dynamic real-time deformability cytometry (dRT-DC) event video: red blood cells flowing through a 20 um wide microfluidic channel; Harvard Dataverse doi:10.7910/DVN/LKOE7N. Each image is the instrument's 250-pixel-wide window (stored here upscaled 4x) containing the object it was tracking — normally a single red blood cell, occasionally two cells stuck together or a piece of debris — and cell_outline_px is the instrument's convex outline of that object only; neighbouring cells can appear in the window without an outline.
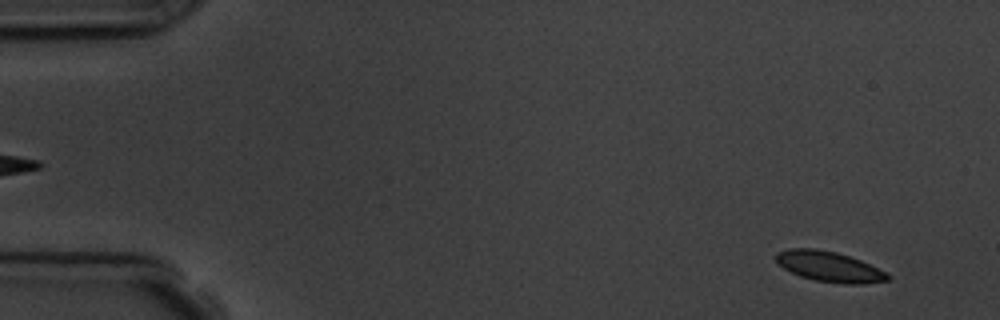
{"species": "common noctule bat (a hibernating species)", "species_latin": "Nyctalus noctula", "temperature_condition": "room temperature", "stored_images_in_passage": 5, "camera_frame_rate_fps": 3000, "um_per_image_px": 0.085, "animal": {"sex": "male", "body_mass_g": 19.5, "forearm_length_mm": 54.6}, "frame": {"image": 1, "passage_image": 1, "time_ms": 0.0, "image_size_px": [1000, 320], "cell_outline_px": [[892, 276], [888, 280], [864, 284], [848, 284], [816, 280], [800, 276], [784, 268], [776, 260], [776, 252], [792, 248], [816, 248], [836, 252], [860, 260]], "centroid_in_image_um": [70.48, 22.66], "position_along_channel_um": 14.5, "area_um2": 19.42}}
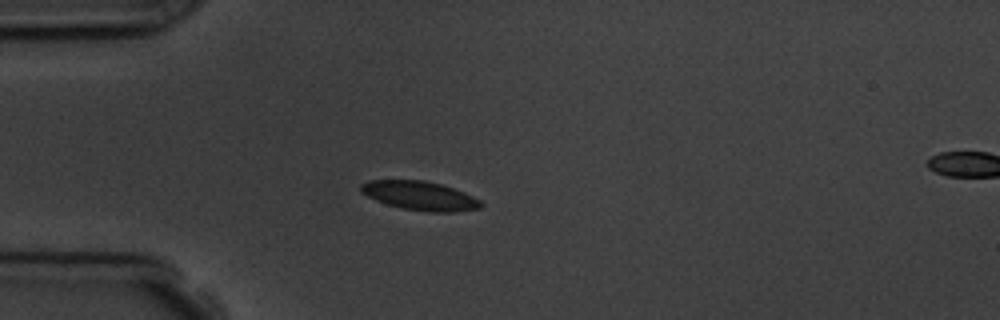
{"frame": {"image": 2, "passage_image": 4, "time_ms": 3.667, "image_size_px": [1000, 320], "cell_outline_px": [[484, 204], [480, 208], [456, 212], [428, 212], [404, 208], [388, 204], [376, 200], [360, 192], [360, 184], [368, 180], [424, 180], [440, 184], [464, 192], [480, 200]], "centroid_in_image_um": [35.69, 16.63], "position_along_channel_um": 49.3, "area_um2": 20.17}}